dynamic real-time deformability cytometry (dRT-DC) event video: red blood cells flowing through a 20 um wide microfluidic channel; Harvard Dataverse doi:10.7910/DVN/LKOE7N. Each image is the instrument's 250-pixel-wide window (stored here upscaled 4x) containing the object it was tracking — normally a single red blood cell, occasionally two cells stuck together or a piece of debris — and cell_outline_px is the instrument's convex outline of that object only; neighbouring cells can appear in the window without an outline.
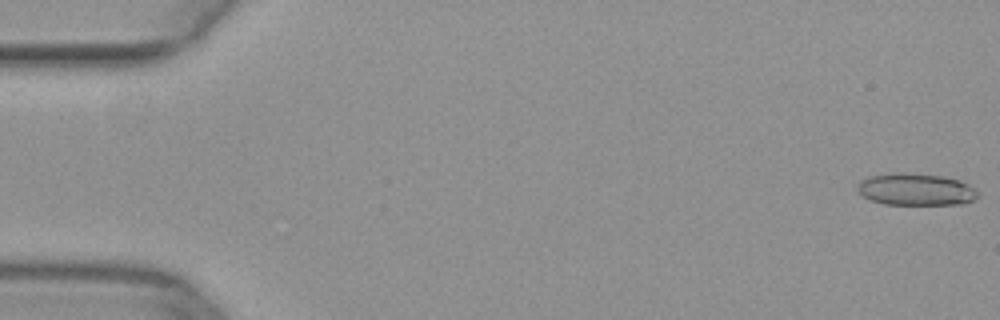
{"species": "common noctule bat (a hibernating species)", "species_latin": "Nyctalus noctula", "temperature_condition": "warm", "stored_images_in_passage": 12, "camera_frame_rate_fps": 3000, "um_per_image_px": 0.085, "animal": {"sex": "female", "body_mass_g": 29.2, "forearm_length_mm": 56.3}, "frame": {"image": 1, "passage_image": 1, "time_ms": 0.0, "image_size_px": [1000, 320], "cell_outline_px": [[980, 196], [964, 204], [884, 204], [872, 200], [864, 196], [856, 188], [860, 180], [868, 176], [892, 172], [904, 172], [944, 176], [960, 180], [968, 184]], "centroid_in_image_um": [77.83, 16.08], "position_along_channel_um": 7.2, "area_um2": 22.54}}